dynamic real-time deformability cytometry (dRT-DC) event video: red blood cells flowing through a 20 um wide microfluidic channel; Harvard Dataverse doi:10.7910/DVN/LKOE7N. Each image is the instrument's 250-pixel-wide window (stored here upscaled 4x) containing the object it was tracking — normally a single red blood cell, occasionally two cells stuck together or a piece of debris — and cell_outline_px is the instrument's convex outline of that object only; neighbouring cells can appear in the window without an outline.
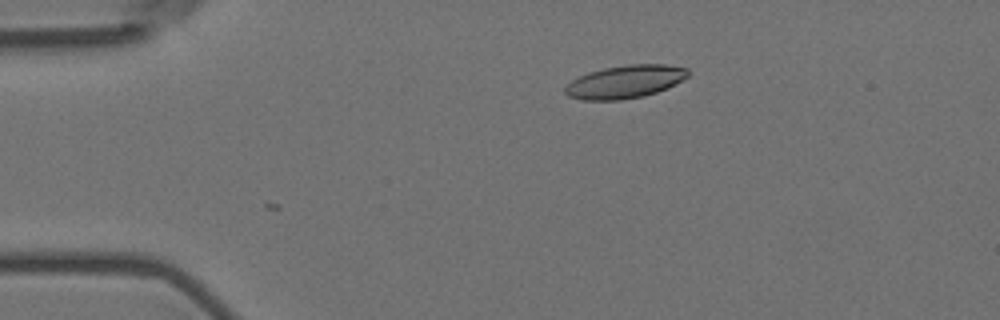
{"species": "Egyptian fruit bat (a non-hibernating species)", "species_latin": "Rousettus aegyptiacus", "temperature_condition": "room temperature", "stored_images_in_passage": 44, "camera_frame_rate_fps": 3000, "um_per_image_px": 0.085, "animal": {"sex": "female"}, "frame": {"image": 1, "passage_image": 1, "time_ms": 0.0, "image_size_px": [1000, 320], "cell_outline_px": [[688, 76], [668, 88], [644, 96], [620, 100], [580, 100], [568, 96], [564, 92], [564, 88], [572, 80], [588, 72], [604, 68], [628, 64], [664, 64], [688, 68]], "centroid_in_image_um": [53.12, 6.95], "position_along_channel_um": 31.9, "area_um2": 23.64}}
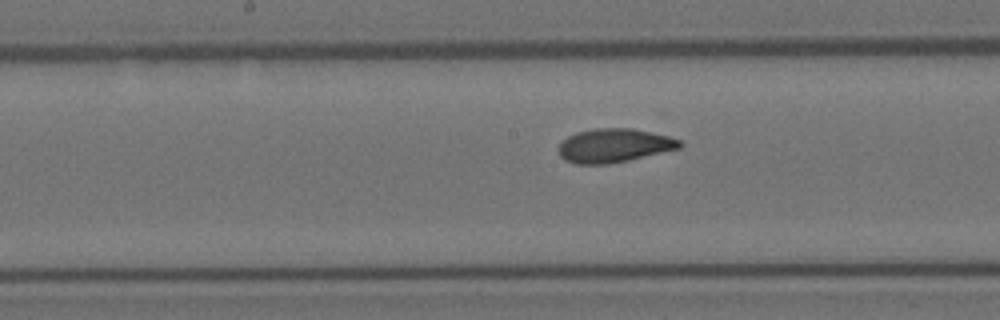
{"frame": {"image": 2, "passage_image": 19, "time_ms": 6.0, "image_size_px": [1000, 320], "cell_outline_px": [[684, 144], [680, 148], [628, 160], [608, 164], [576, 164], [564, 160], [560, 156], [556, 148], [568, 136], [576, 132], [596, 128], [632, 128], [668, 136], [680, 140]], "centroid_in_image_um": [52.17, 12.37], "position_along_channel_um": 196.0, "area_um2": 23.87}}
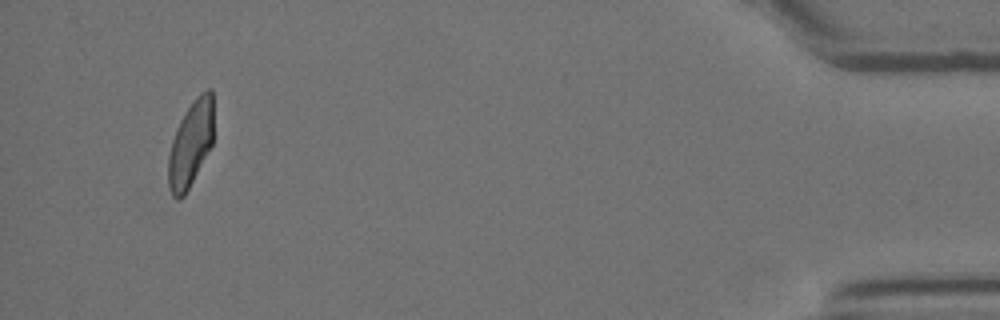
{"frame": {"image": 3, "passage_image": 44, "time_ms": 14.333, "image_size_px": [1000, 320], "cell_outline_px": [[212, 144], [184, 196], [180, 200], [176, 200], [172, 196], [168, 184], [168, 156], [172, 140], [176, 128], [180, 120], [196, 96], [200, 92], [208, 88], [212, 88]], "centroid_in_image_um": [16.18, 12.24], "position_along_channel_um": 419.0, "area_um2": 22.43}, "authors_computed_cell_mechanics": {"area_um2": 23.698, "velocity_mm_per_s": 3.5605, "shape_relaxation_time_tau1_ms": 4.1543, "shape_relaxation_time_tau2_ms": 1.8969, "deformation_change_tau1": 0.1619, "deformation_change_tau2": 0.0824}}